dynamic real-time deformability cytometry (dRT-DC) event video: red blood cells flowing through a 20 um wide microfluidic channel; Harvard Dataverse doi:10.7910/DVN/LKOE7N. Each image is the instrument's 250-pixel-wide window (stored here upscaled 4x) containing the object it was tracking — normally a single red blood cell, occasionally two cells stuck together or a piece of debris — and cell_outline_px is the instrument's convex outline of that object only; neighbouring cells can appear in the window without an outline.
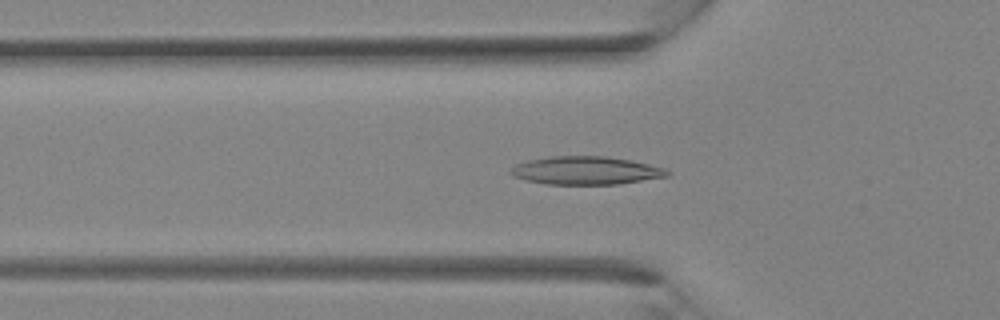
{"species": "Egyptian fruit bat (a non-hibernating species)", "species_latin": "Rousettus aegyptiacus", "temperature_condition": "room temperature", "stored_images_in_passage": 28, "camera_frame_rate_fps": 3000, "um_per_image_px": 0.085, "animal": {"sex": "female"}, "frame": {"image": 1, "passage_image": 5, "time_ms": 1.333, "image_size_px": [1000, 320], "cell_outline_px": [[672, 172], [668, 176], [620, 184], [548, 184], [524, 180], [512, 176], [508, 172], [516, 164], [528, 160], [548, 156], [604, 156], [632, 160], [664, 168]], "centroid_in_image_um": [49.79, 14.49], "position_along_channel_um": 76.0, "area_um2": 25.78}}
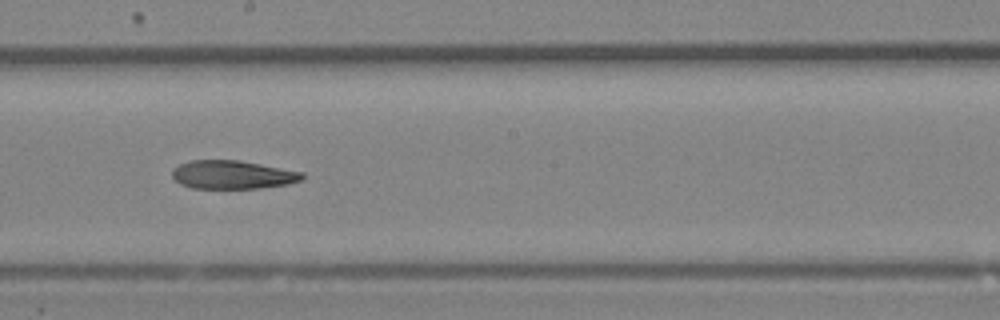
{"frame": {"image": 2, "passage_image": 13, "time_ms": 4.0, "image_size_px": [1000, 320], "cell_outline_px": [[304, 180], [288, 184], [260, 188], [192, 188], [180, 184], [172, 176], [172, 168], [188, 160], [240, 160], [304, 172]], "centroid_in_image_um": [19.78, 14.84], "position_along_channel_um": 228.4, "area_um2": 21.73}}
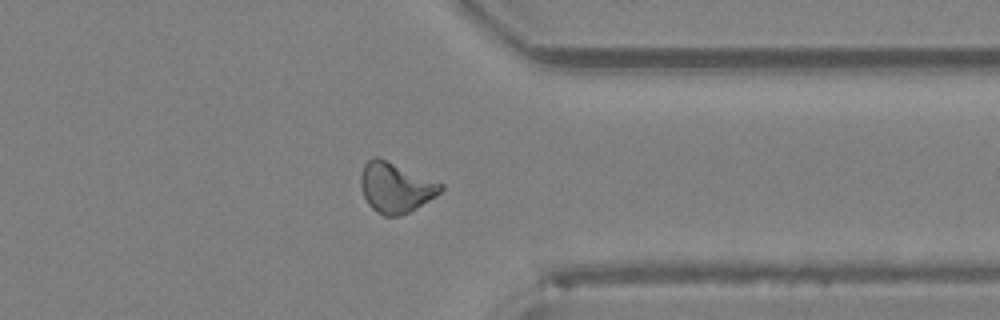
{"frame": {"image": 3, "passage_image": 21, "time_ms": 6.667, "image_size_px": [1000, 320], "cell_outline_px": [[444, 188], [436, 196], [408, 212], [400, 216], [384, 216], [376, 212], [368, 204], [364, 196], [360, 184], [360, 176], [364, 164], [372, 156], [380, 156], [444, 184]], "centroid_in_image_um": [33.61, 15.91], "position_along_channel_um": 377.8, "area_um2": 23.58}}